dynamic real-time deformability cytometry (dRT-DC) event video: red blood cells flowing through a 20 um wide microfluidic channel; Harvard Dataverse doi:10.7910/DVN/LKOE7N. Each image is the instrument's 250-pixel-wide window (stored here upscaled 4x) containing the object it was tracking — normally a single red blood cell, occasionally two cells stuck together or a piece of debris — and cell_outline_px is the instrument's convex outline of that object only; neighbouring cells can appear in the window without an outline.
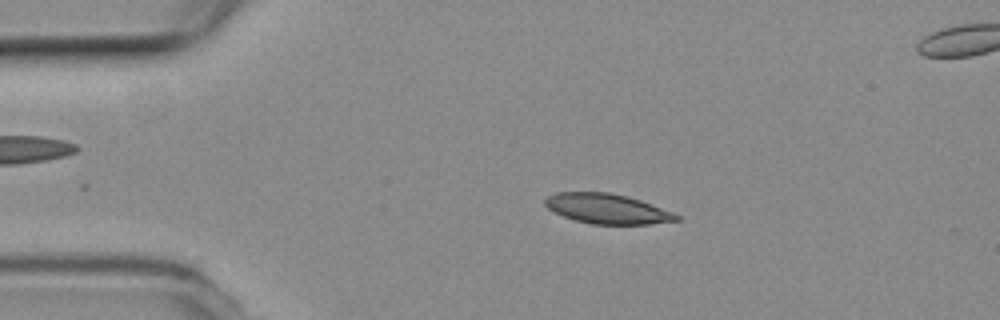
{"species": "common noctule bat (a hibernating species)", "species_latin": "Nyctalus noctula", "temperature_condition": "room temperature", "stored_images_in_passage": 34, "camera_frame_rate_fps": 3000, "um_per_image_px": 0.085, "animal": {"sex": "female", "body_mass_g": 19.3, "forearm_length_mm": 54.1}, "frame": {"image": 1, "passage_image": 3, "time_ms": 0.667, "image_size_px": [1000, 320], "cell_outline_px": [[680, 220], [648, 224], [592, 224], [576, 220], [564, 216], [548, 208], [544, 204], [544, 196], [556, 192], [608, 192], [628, 196], [640, 200], [672, 212], [680, 216]], "centroid_in_image_um": [51.58, 17.73], "position_along_channel_um": 33.4, "area_um2": 22.83}}
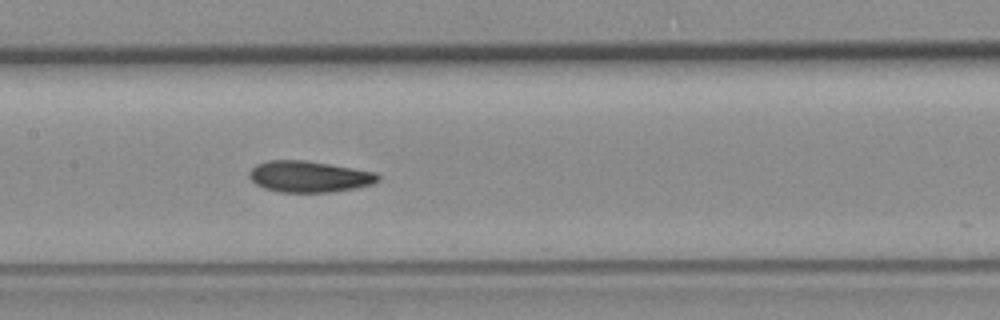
{"frame": {"image": 2, "passage_image": 18, "time_ms": 5.667, "image_size_px": [1000, 320], "cell_outline_px": [[380, 180], [372, 184], [356, 188], [332, 192], [280, 192], [264, 188], [256, 184], [248, 176], [248, 172], [256, 164], [268, 160], [304, 160], [376, 172], [380, 176]], "centroid_in_image_um": [26.27, 15.01], "position_along_channel_um": 181.1, "area_um2": 23.47}}
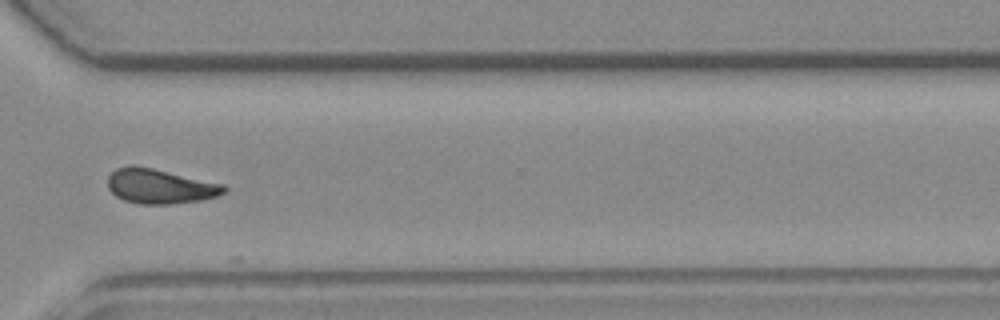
{"frame": {"image": 3, "passage_image": 32, "time_ms": 10.333, "image_size_px": [1000, 320], "cell_outline_px": [[228, 188], [224, 192], [216, 196], [204, 200], [172, 204], [140, 204], [124, 200], [116, 196], [108, 188], [108, 176], [116, 168], [132, 164], [136, 164], [224, 184]], "centroid_in_image_um": [13.59, 15.82], "position_along_channel_um": 357.0, "area_um2": 23.76}}